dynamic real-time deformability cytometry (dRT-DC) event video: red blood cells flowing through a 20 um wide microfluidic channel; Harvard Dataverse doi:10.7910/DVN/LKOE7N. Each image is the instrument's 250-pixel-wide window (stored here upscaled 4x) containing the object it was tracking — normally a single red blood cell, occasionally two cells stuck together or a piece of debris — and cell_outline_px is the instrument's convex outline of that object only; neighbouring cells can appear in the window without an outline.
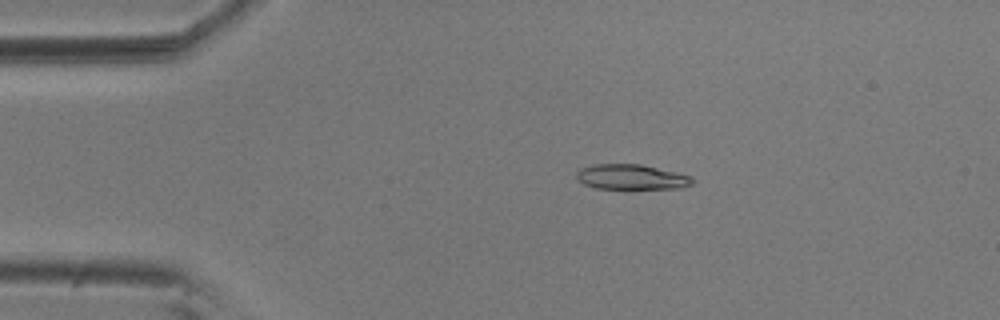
{"species": "common noctule bat (a hibernating species)", "species_latin": "Nyctalus noctula", "temperature_condition": "room temperature", "stored_images_in_passage": 21, "camera_frame_rate_fps": 3000, "um_per_image_px": 0.085, "animal": {"sex": "male", "body_mass_g": 20.5, "forearm_length_mm": 52.5}, "frame": {"image": 1, "passage_image": 2, "time_ms": 0.333, "image_size_px": [1000, 320], "cell_outline_px": [[696, 180], [692, 184], [680, 188], [596, 188], [584, 184], [576, 180], [576, 172], [580, 168], [592, 164], [640, 164], [676, 172], [692, 176]], "centroid_in_image_um": [53.66, 15.03], "position_along_channel_um": 31.3, "area_um2": 16.99}}
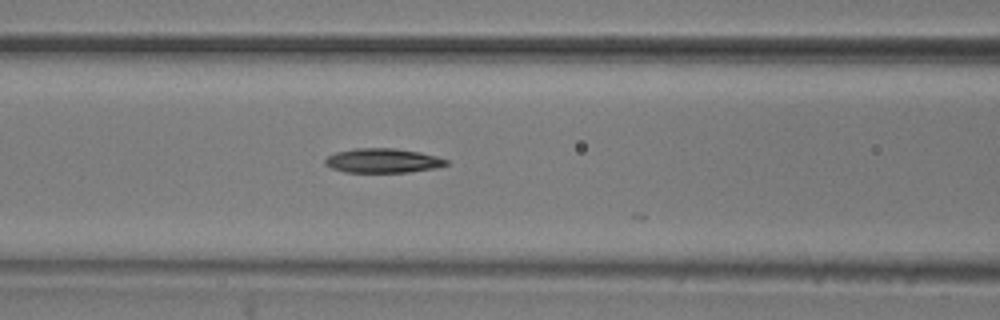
{"frame": {"image": 2, "passage_image": 14, "time_ms": 4.333, "image_size_px": [1000, 320], "cell_outline_px": [[448, 164], [436, 168], [408, 172], [344, 172], [332, 168], [324, 164], [324, 160], [328, 156], [336, 152], [356, 148], [396, 148], [420, 152], [436, 156], [448, 160]], "centroid_in_image_um": [32.53, 13.65], "position_along_channel_um": 134.1, "area_um2": 17.22}}
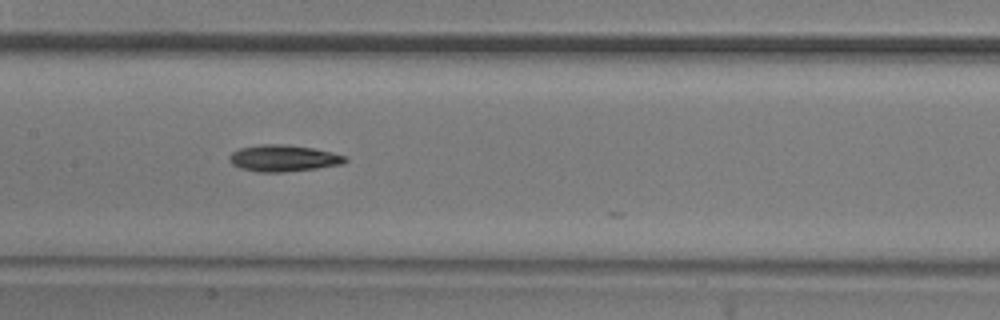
{"frame": {"image": 3, "passage_image": 18, "time_ms": 5.667, "image_size_px": [1000, 320], "cell_outline_px": [[348, 160], [344, 164], [316, 168], [284, 172], [256, 172], [240, 168], [232, 164], [228, 160], [228, 156], [232, 152], [240, 148], [260, 144], [284, 144], [312, 148], [332, 152], [344, 156]], "centroid_in_image_um": [24.06, 13.45], "position_along_channel_um": 183.3, "area_um2": 17.98}}